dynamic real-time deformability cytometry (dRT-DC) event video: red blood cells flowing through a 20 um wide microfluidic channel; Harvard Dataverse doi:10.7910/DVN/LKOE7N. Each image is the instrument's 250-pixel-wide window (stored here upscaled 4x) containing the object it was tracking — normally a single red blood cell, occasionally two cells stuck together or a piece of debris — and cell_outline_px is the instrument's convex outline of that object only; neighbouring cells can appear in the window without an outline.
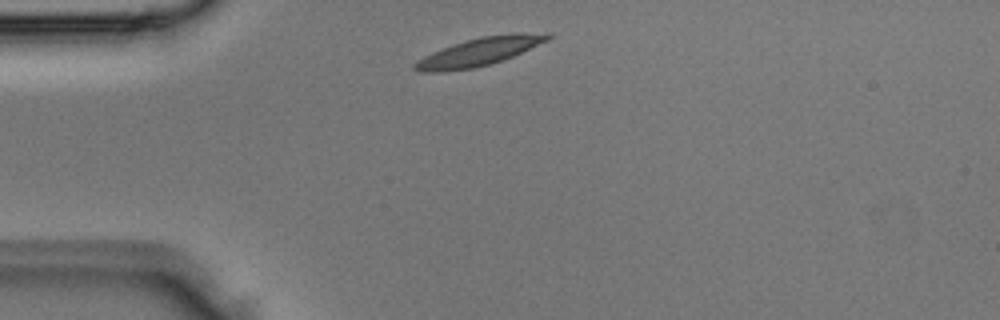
{"species": "Egyptian fruit bat (a non-hibernating species)", "species_latin": "Rousettus aegyptiacus", "temperature_condition": "room temperature", "stored_images_in_passage": 2, "camera_frame_rate_fps": 3000, "um_per_image_px": 0.085, "animal": {"sex": "male"}, "frame": {"image": 1, "passage_image": 1, "time_ms": 0.0, "image_size_px": [1000, 320], "cell_outline_px": [[552, 36], [548, 40], [512, 56], [488, 64], [472, 68], [444, 72], [420, 72], [412, 68], [412, 64], [424, 56], [432, 52], [452, 44], [480, 36], [516, 32], [552, 32]], "centroid_in_image_um": [40.74, 4.37], "position_along_channel_um": 44.3, "area_um2": 21.79}}